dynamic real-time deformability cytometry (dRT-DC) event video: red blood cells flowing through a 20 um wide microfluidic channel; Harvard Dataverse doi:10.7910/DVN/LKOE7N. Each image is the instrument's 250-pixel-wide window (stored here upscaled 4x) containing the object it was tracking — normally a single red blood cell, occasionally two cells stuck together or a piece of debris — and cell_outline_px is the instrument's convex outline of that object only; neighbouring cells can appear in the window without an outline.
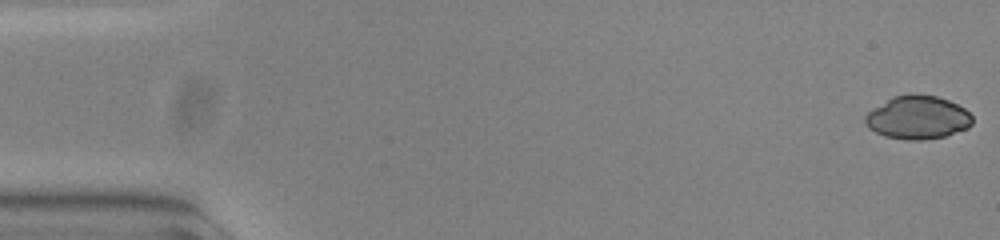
{"species": "common noctule bat (a hibernating species)", "species_latin": "Nyctalus noctula", "temperature_condition": "warm", "stored_images_in_passage": 54, "camera_frame_rate_fps": 3000, "um_per_image_px": 0.085, "animal": {"sex": "female", "body_mass_g": 23.0, "forearm_length_mm": 53.4}, "frame": {"image": 1, "passage_image": 1, "time_ms": 0.0, "image_size_px": [1000, 240], "cell_outline_px": [[972, 124], [968, 128], [944, 136], [924, 140], [908, 140], [884, 136], [868, 128], [864, 120], [864, 116], [868, 112], [892, 96], [912, 92], [916, 92], [936, 96], [948, 100], [964, 108], [972, 116]], "centroid_in_image_um": [77.99, 9.97], "position_along_channel_um": 7.0, "area_um2": 27.28}}
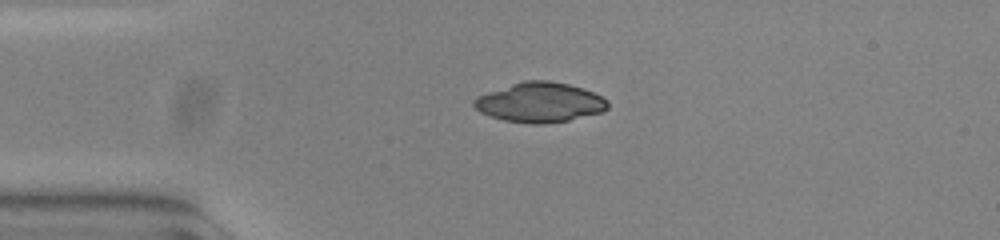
{"frame": {"image": 2, "passage_image": 13, "time_ms": 4.0, "image_size_px": [1000, 240], "cell_outline_px": [[608, 108], [604, 112], [568, 120], [544, 124], [532, 124], [504, 120], [480, 112], [472, 104], [472, 100], [476, 96], [524, 80], [548, 80], [568, 84], [592, 92], [608, 100]], "centroid_in_image_um": [45.89, 8.71], "position_along_channel_um": 39.1, "area_um2": 30.87}}
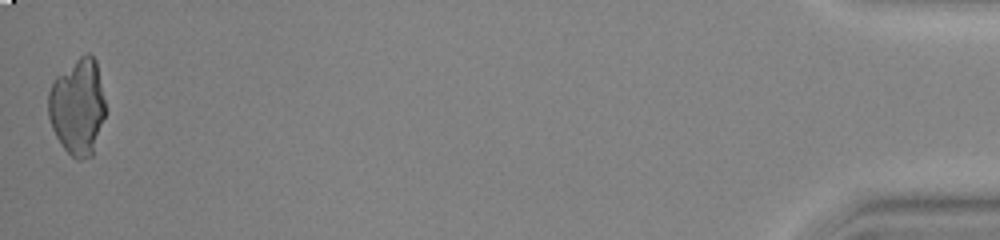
{"frame": {"image": 3, "passage_image": 54, "time_ms": 17.667, "image_size_px": [1000, 240], "cell_outline_px": [[104, 116], [92, 156], [84, 160], [76, 160], [64, 148], [56, 136], [52, 128], [48, 116], [48, 92], [56, 76], [80, 56], [88, 52], [96, 60], [104, 100]], "centroid_in_image_um": [6.58, 9.09], "position_along_channel_um": 428.6, "area_um2": 31.79}}